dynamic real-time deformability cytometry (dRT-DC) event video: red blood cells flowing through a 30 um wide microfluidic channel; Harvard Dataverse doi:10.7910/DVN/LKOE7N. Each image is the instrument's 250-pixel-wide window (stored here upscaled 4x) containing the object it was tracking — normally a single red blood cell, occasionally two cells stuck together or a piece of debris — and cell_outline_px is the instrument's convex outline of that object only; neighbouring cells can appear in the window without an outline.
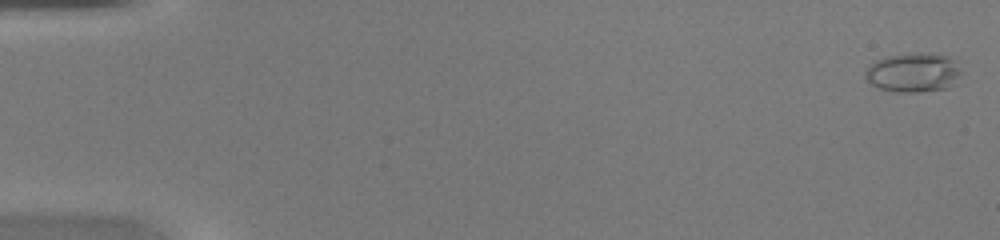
{"species": "common noctule bat (a hibernating species)", "species_latin": "Nyctalus noctula", "temperature_condition": "warm", "stored_images_in_passage": 49, "camera_frame_rate_fps": 3000, "um_per_image_px": 0.085, "animal": {"sex": "female", "body_mass_g": 20.0, "forearm_length_mm": 54.0}, "frame": {"image": 1, "passage_image": 1, "time_ms": 0.0, "image_size_px": [1000, 240], "cell_outline_px": [[960, 72], [948, 88], [920, 92], [896, 92], [880, 88], [872, 84], [864, 76], [864, 72], [876, 60], [888, 56], [948, 56], [952, 60]], "centroid_in_image_um": [77.56, 6.23], "position_along_channel_um": 7.4, "area_um2": 20.58}}
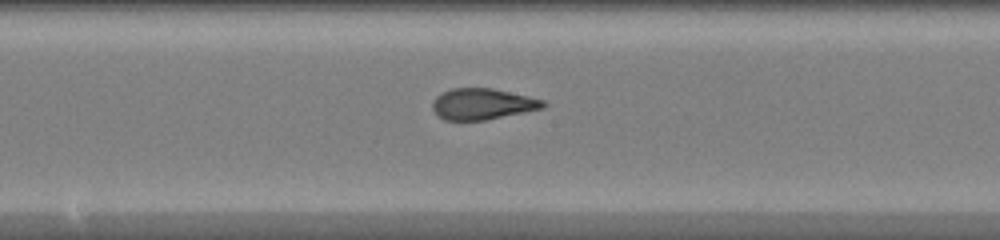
{"frame": {"image": 2, "passage_image": 27, "time_ms": 8.667, "image_size_px": [1000, 240], "cell_outline_px": [[548, 104], [544, 108], [484, 120], [444, 120], [436, 116], [432, 108], [432, 100], [440, 92], [452, 88], [492, 88], [528, 96], [544, 100]], "centroid_in_image_um": [40.97, 8.84], "position_along_channel_um": 207.2, "area_um2": 20.23}}
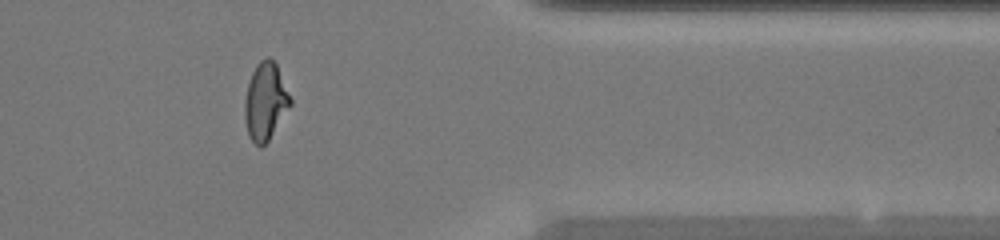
{"frame": {"image": 3, "passage_image": 41, "time_ms": 13.333, "image_size_px": [1000, 240], "cell_outline_px": [[292, 104], [268, 140], [260, 148], [248, 136], [244, 120], [244, 100], [248, 84], [252, 72], [256, 64], [260, 60], [268, 56], [276, 64], [292, 100]], "centroid_in_image_um": [22.54, 8.62], "position_along_channel_um": 388.9, "area_um2": 20.52}, "authors_computed_cell_mechanics": {"area_um2": 20.7502, "velocity_mm_per_s": 4.2497, "shape_relaxation_time_tau1_ms": 8.1102, "shape_relaxation_time_tau2_ms": 0.8407, "deformation_change_tau1": 0.3048, "deformation_change_tau2": 0.0797}}